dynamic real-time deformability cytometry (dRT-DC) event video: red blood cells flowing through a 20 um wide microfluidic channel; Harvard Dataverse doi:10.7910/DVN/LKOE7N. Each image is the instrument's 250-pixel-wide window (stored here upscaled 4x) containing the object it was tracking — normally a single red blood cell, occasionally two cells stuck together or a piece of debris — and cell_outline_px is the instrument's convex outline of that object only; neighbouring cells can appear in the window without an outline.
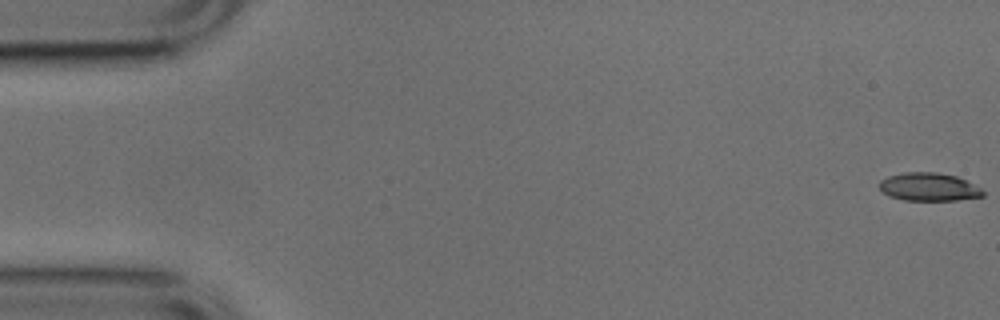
{"species": "common noctule bat (a hibernating species)", "species_latin": "Nyctalus noctula", "temperature_condition": "cold", "stored_images_in_passage": 52, "camera_frame_rate_fps": 3000, "um_per_image_px": 0.085, "animal": {"sex": "male", "body_mass_g": 17.9, "forearm_length_mm": 54.2}, "frame": {"image": 1, "passage_image": 1, "time_ms": 0.0, "image_size_px": [1000, 320], "cell_outline_px": [[984, 196], [956, 200], [904, 200], [888, 196], [880, 188], [880, 180], [888, 176], [904, 172], [936, 172], [956, 176], [980, 188], [984, 192]], "centroid_in_image_um": [78.93, 15.89], "position_along_channel_um": 6.1, "area_um2": 16.82}}
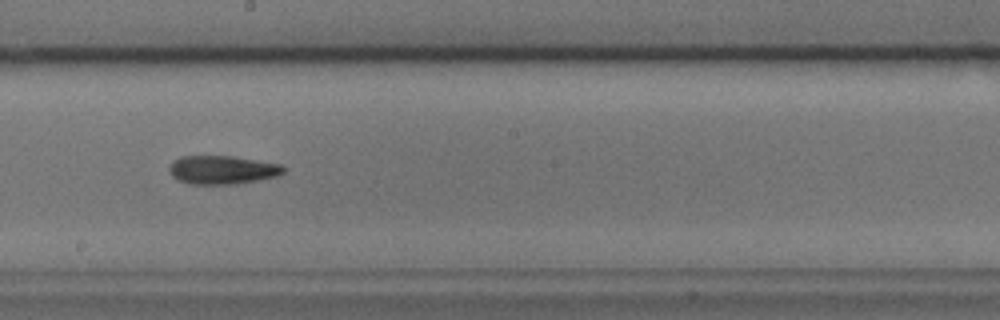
{"frame": {"image": 2, "passage_image": 29, "time_ms": 9.333, "image_size_px": [1000, 320], "cell_outline_px": [[284, 172], [276, 176], [236, 184], [192, 184], [180, 180], [172, 176], [168, 168], [172, 160], [180, 156], [232, 156], [280, 164], [284, 168]], "centroid_in_image_um": [18.85, 14.43], "position_along_channel_um": 229.3, "area_um2": 18.84}}
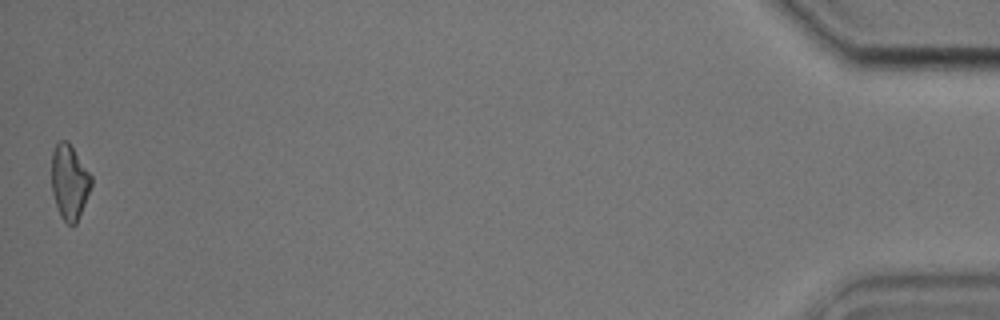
{"frame": {"image": 3, "passage_image": 52, "time_ms": 17.0, "image_size_px": [1000, 320], "cell_outline_px": [[92, 184], [76, 224], [68, 224], [60, 216], [52, 192], [52, 152], [56, 144], [60, 140], [68, 140], [92, 176]], "centroid_in_image_um": [5.9, 15.44], "position_along_channel_um": 429.3, "area_um2": 17.17}, "authors_computed_cell_mechanics": {"area_um2": 18.207, "velocity_mm_per_s": 3.8504, "shape_relaxation_time_tau1_ms": null, "shape_relaxation_time_tau2_ms": 9.2034, "deformation_change_tau1": null, "deformation_change_tau2": 0.2472}}